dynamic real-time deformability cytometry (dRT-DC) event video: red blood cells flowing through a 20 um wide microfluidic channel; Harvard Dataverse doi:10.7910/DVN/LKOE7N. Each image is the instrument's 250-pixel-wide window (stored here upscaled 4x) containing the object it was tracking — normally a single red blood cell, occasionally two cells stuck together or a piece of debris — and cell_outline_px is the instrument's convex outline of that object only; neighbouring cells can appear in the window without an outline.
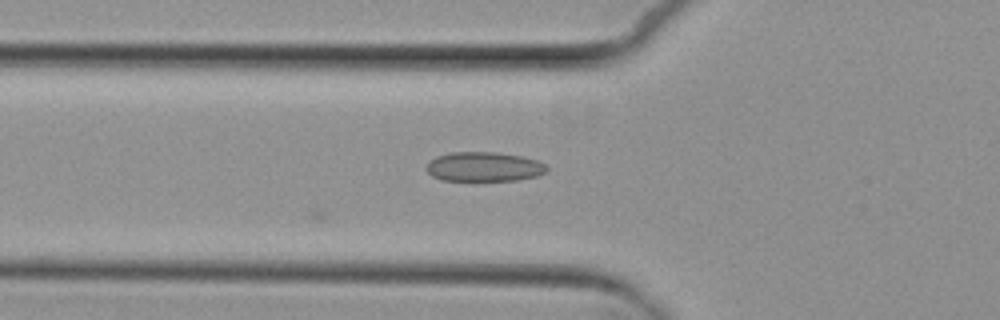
{"species": "common noctule bat (a hibernating species)", "species_latin": "Nyctalus noctula", "temperature_condition": "cold", "stored_images_in_passage": 4, "camera_frame_rate_fps": 3000, "um_per_image_px": 0.085, "animal": {"sex": "female", "body_mass_g": 29.2, "forearm_length_mm": 56.3}, "frame": {"image": 1, "passage_image": 4, "time_ms": 4.333, "image_size_px": [1000, 320], "cell_outline_px": [[548, 172], [536, 176], [516, 180], [472, 184], [440, 180], [432, 176], [424, 168], [436, 156], [452, 152], [496, 152], [524, 156], [536, 160], [544, 164], [548, 168]], "centroid_in_image_um": [41.11, 14.23], "position_along_channel_um": 84.7, "area_um2": 21.79}}